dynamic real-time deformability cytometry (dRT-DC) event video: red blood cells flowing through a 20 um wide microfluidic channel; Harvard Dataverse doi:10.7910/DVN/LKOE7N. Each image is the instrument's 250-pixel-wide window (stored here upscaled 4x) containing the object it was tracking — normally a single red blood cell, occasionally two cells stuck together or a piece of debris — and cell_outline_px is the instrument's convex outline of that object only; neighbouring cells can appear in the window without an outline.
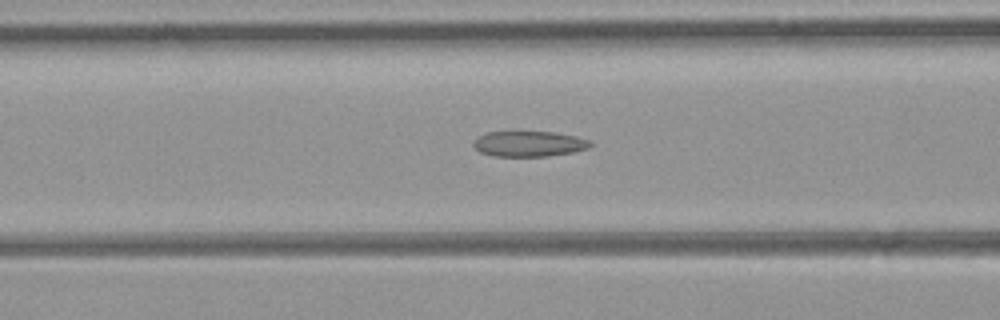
{"species": "common noctule bat (a hibernating species)", "species_latin": "Nyctalus noctula", "temperature_condition": "room temperature", "stored_images_in_passage": 30, "camera_frame_rate_fps": 3000, "um_per_image_px": 0.085, "animal": {"sex": "female", "body_mass_g": 21.9}, "frame": {"image": 1, "passage_image": 10, "time_ms": 3.0, "image_size_px": [1000, 320], "cell_outline_px": [[592, 144], [588, 148], [572, 152], [548, 156], [492, 156], [480, 152], [472, 144], [480, 136], [488, 132], [552, 132], [576, 136], [588, 140]], "centroid_in_image_um": [44.97, 12.23], "position_along_channel_um": 121.6, "area_um2": 17.11}}
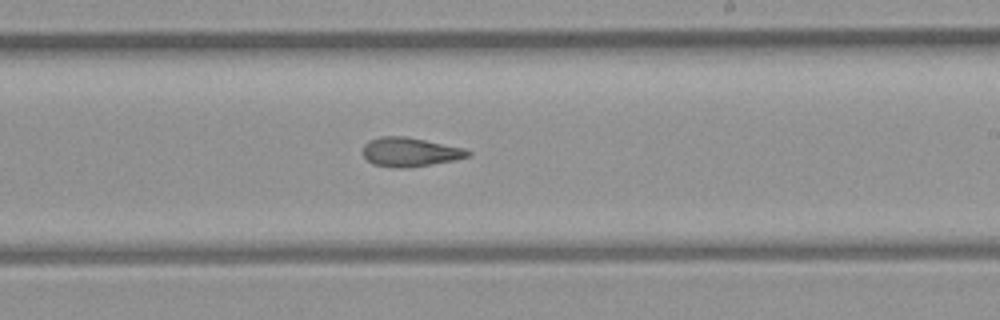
{"frame": {"image": 2, "passage_image": 19, "time_ms": 6.0, "image_size_px": [1000, 320], "cell_outline_px": [[472, 152], [468, 156], [452, 160], [408, 168], [392, 168], [372, 164], [364, 156], [364, 144], [372, 140], [384, 136], [404, 136], [464, 148]], "centroid_in_image_um": [34.83, 12.93], "position_along_channel_um": 254.2, "area_um2": 17.46}}
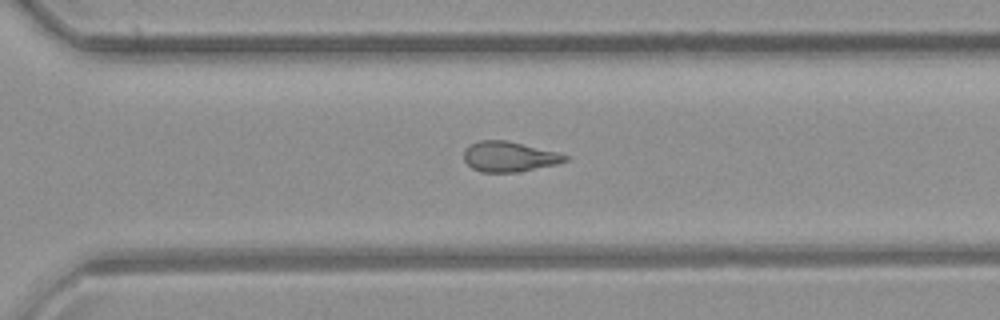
{"frame": {"image": 3, "passage_image": 24, "time_ms": 7.667, "image_size_px": [1000, 320], "cell_outline_px": [[568, 160], [560, 164], [516, 172], [480, 172], [472, 168], [464, 160], [464, 148], [480, 140], [504, 140], [556, 152], [568, 156]], "centroid_in_image_um": [43.27, 13.33], "position_along_channel_um": 327.3, "area_um2": 17.69}}